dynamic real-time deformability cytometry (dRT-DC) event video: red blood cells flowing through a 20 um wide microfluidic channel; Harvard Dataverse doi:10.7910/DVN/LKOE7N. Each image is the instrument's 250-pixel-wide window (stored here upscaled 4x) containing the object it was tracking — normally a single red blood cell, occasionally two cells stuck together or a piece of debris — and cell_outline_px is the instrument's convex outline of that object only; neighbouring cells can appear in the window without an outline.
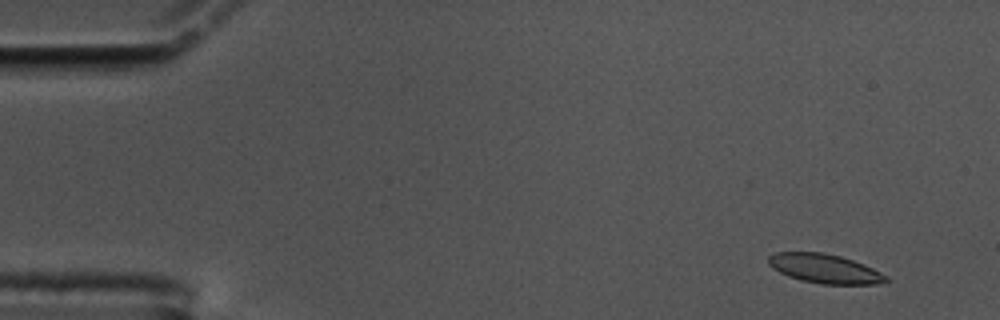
{"species": "common noctule bat (a hibernating species)", "species_latin": "Nyctalus noctula", "temperature_condition": "cold", "stored_images_in_passage": 59, "camera_frame_rate_fps": 3000, "um_per_image_px": 0.085, "animal": {"sex": "male", "body_mass_g": 17.5, "forearm_length_mm": 52.3}, "frame": {"image": 1, "passage_image": 5, "time_ms": 1.333, "image_size_px": [1000, 320], "cell_outline_px": [[888, 280], [876, 284], [820, 284], [788, 276], [772, 268], [768, 264], [768, 256], [776, 252], [824, 252], [840, 256], [864, 264], [888, 276]], "centroid_in_image_um": [70.08, 22.82], "position_along_channel_um": 14.9, "area_um2": 19.88}}
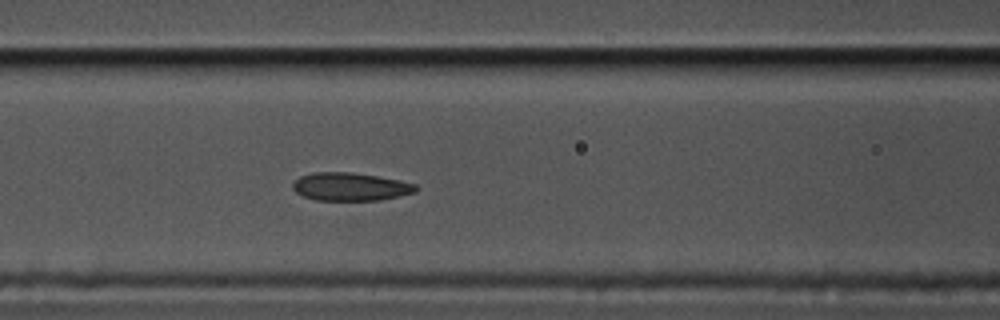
{"frame": {"image": 2, "passage_image": 25, "time_ms": 8.0, "image_size_px": [1000, 320], "cell_outline_px": [[420, 188], [416, 192], [380, 200], [316, 200], [304, 196], [296, 192], [292, 188], [292, 184], [300, 176], [312, 172], [352, 172], [400, 180], [416, 184]], "centroid_in_image_um": [29.8, 15.86], "position_along_channel_um": 136.8, "area_um2": 20.17}}
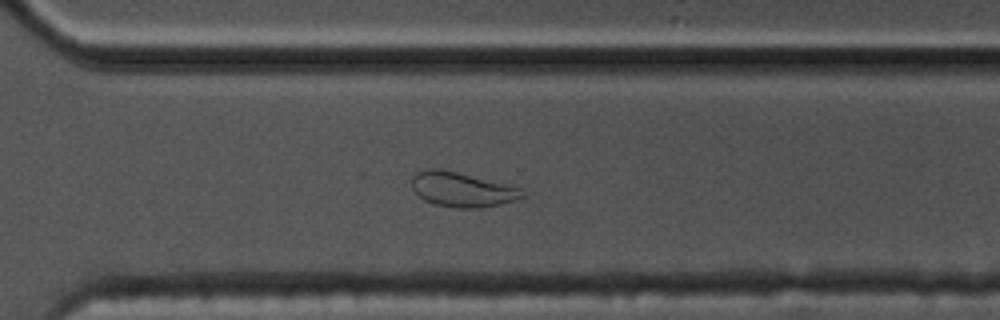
{"frame": {"image": 3, "passage_image": 42, "time_ms": 13.667, "image_size_px": [1000, 320], "cell_outline_px": [[524, 196], [500, 204], [480, 208], [452, 208], [436, 204], [424, 200], [412, 188], [412, 176], [416, 172], [428, 168], [440, 168], [456, 172], [516, 188], [524, 192]], "centroid_in_image_um": [39.17, 16.12], "position_along_channel_um": 331.4, "area_um2": 21.68}, "authors_computed_cell_mechanics": {"area_um2": 20.6924, "velocity_mm_per_s": 3.4429, "shape_relaxation_time_tau1_ms": 5.699, "shape_relaxation_time_tau2_ms": 1.4175, "deformation_change_tau1": 0.1586, "deformation_change_tau2": 0.074}}